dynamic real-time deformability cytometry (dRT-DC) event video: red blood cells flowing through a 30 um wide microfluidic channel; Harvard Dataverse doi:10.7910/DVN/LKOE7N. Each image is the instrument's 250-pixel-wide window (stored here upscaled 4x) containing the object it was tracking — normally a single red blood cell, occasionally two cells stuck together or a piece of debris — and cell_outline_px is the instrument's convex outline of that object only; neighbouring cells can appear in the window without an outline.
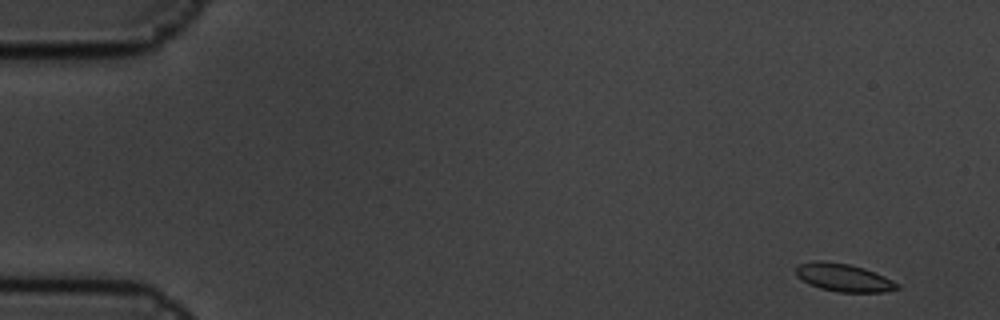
{"species": "common noctule bat (a hibernating species)", "species_latin": "Nyctalus noctula", "temperature_condition": "cold", "stored_images_in_passage": 6, "camera_frame_rate_fps": 3000, "um_per_image_px": 0.085, "animal": {"sex": "male", "body_mass_g": 19.5, "forearm_length_mm": 54.6}, "frame": {"image": 1, "passage_image": 1, "time_ms": 0.0, "image_size_px": [1000, 320], "cell_outline_px": [[900, 288], [884, 292], [836, 292], [820, 288], [808, 284], [796, 276], [796, 268], [800, 264], [816, 260], [820, 260], [848, 264], [864, 268], [884, 276], [900, 284]], "centroid_in_image_um": [71.7, 23.6], "position_along_channel_um": 13.3, "area_um2": 16.47}}
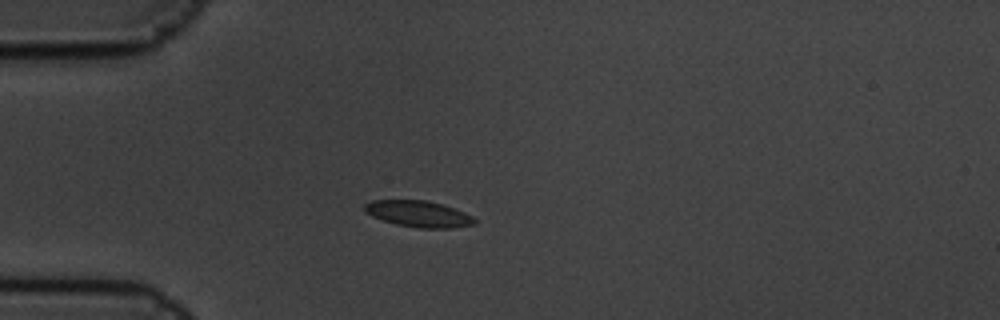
{"frame": {"image": 2, "passage_image": 5, "time_ms": 1.333, "image_size_px": [1000, 320], "cell_outline_px": [[476, 224], [452, 228], [420, 228], [396, 224], [372, 216], [364, 212], [364, 204], [372, 200], [428, 200], [444, 204], [464, 212], [472, 216], [476, 220]], "centroid_in_image_um": [35.59, 18.17], "position_along_channel_um": 49.4, "area_um2": 16.94}}